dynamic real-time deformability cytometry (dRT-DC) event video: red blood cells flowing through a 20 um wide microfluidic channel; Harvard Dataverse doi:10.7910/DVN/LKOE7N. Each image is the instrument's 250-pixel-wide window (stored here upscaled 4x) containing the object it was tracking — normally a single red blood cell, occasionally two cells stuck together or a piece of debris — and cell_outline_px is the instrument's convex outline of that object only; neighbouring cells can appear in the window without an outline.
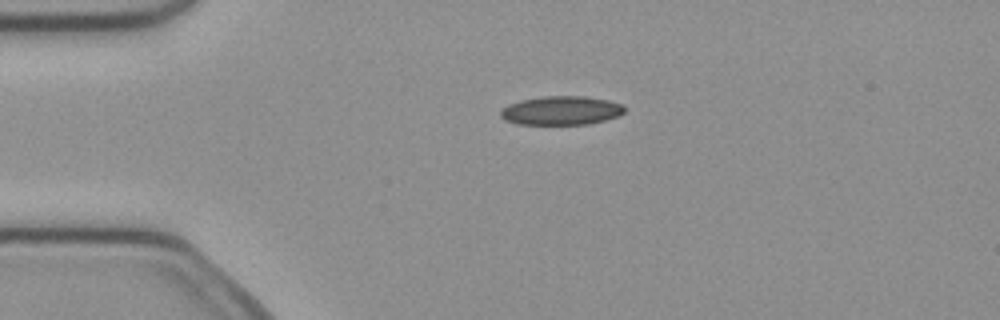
{"species": "common noctule bat (a hibernating species)", "species_latin": "Nyctalus noctula", "temperature_condition": "cold", "stored_images_in_passage": 3, "camera_frame_rate_fps": 3000, "um_per_image_px": 0.085, "animal": {"sex": "female", "body_mass_g": 21.9}, "frame": {"image": 1, "passage_image": 1, "time_ms": 0.0, "image_size_px": [1000, 320], "cell_outline_px": [[624, 112], [616, 116], [604, 120], [588, 124], [516, 124], [504, 120], [500, 116], [500, 112], [508, 104], [520, 100], [544, 96], [584, 96], [608, 100], [620, 104], [624, 108]], "centroid_in_image_um": [47.66, 9.39], "position_along_channel_um": 37.3, "area_um2": 20.69}}